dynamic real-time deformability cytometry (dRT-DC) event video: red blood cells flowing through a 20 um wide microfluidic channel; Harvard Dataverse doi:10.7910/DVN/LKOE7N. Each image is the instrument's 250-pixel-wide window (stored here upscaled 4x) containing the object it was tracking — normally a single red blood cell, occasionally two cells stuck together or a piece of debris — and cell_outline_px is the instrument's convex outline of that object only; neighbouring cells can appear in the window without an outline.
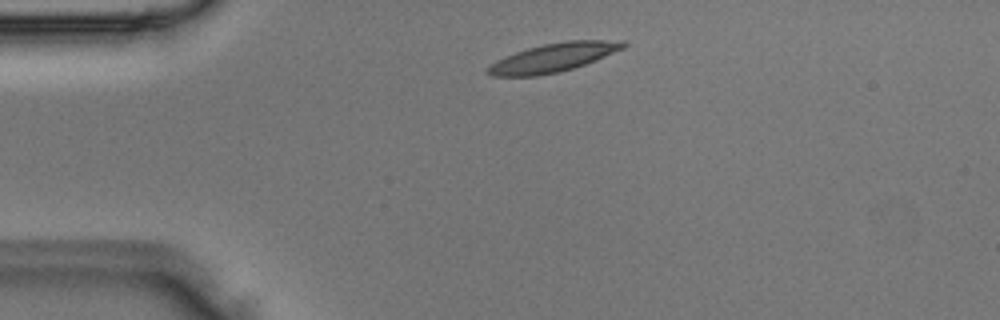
{"species": "Egyptian fruit bat (a non-hibernating species)", "species_latin": "Rousettus aegyptiacus", "temperature_condition": "room temperature", "stored_images_in_passage": 5, "camera_frame_rate_fps": 3000, "um_per_image_px": 0.085, "animal": {"sex": "male"}, "frame": {"image": 1, "passage_image": 1, "time_ms": 0.0, "image_size_px": [1000, 320], "cell_outline_px": [[628, 44], [624, 48], [596, 60], [560, 72], [536, 76], [492, 76], [484, 72], [484, 68], [496, 60], [504, 56], [528, 48], [544, 44], [564, 40], [624, 40]], "centroid_in_image_um": [47.0, 4.89], "position_along_channel_um": 38.0, "area_um2": 22.83}}
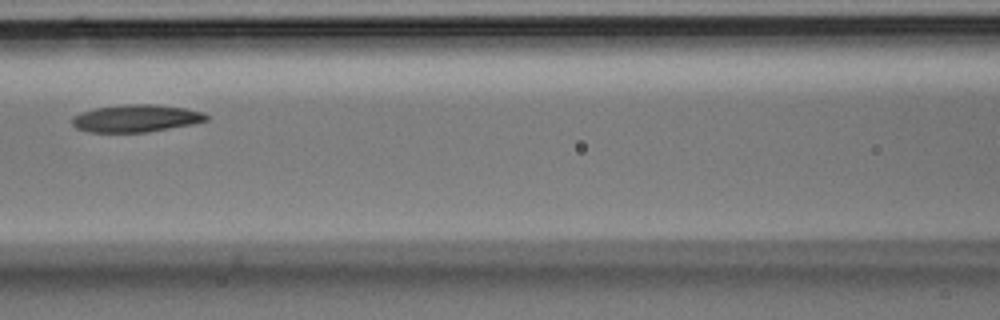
{"frame": {"image": 2, "passage_image": 4, "time_ms": 1.0, "image_size_px": [1000, 320], "cell_outline_px": [[208, 120], [192, 124], [144, 132], [88, 132], [76, 128], [72, 124], [72, 120], [80, 112], [96, 108], [124, 104], [156, 104], [184, 108], [204, 112], [208, 116]], "centroid_in_image_um": [11.57, 10.05], "position_along_channel_um": 155.0, "area_um2": 21.27}}
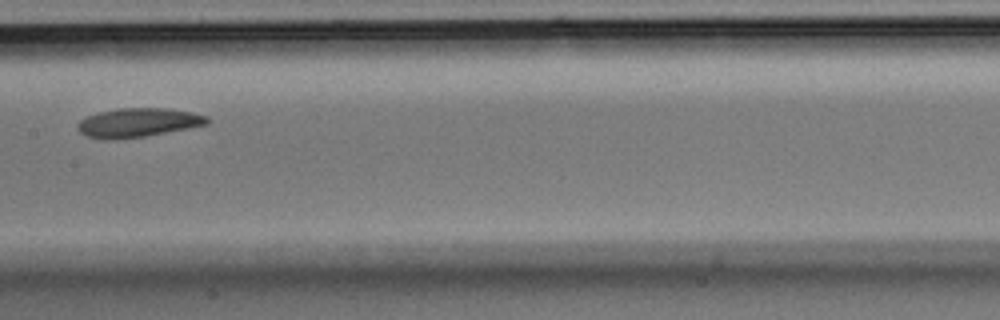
{"frame": {"image": 3, "passage_image": 5, "time_ms": 1.333, "image_size_px": [1000, 320], "cell_outline_px": [[208, 124], [188, 128], [144, 136], [112, 140], [104, 140], [88, 136], [80, 132], [76, 128], [76, 124], [80, 120], [88, 116], [100, 112], [116, 108], [168, 108], [192, 112], [208, 116]], "centroid_in_image_um": [11.71, 10.42], "position_along_channel_um": 195.7, "area_um2": 21.85}}